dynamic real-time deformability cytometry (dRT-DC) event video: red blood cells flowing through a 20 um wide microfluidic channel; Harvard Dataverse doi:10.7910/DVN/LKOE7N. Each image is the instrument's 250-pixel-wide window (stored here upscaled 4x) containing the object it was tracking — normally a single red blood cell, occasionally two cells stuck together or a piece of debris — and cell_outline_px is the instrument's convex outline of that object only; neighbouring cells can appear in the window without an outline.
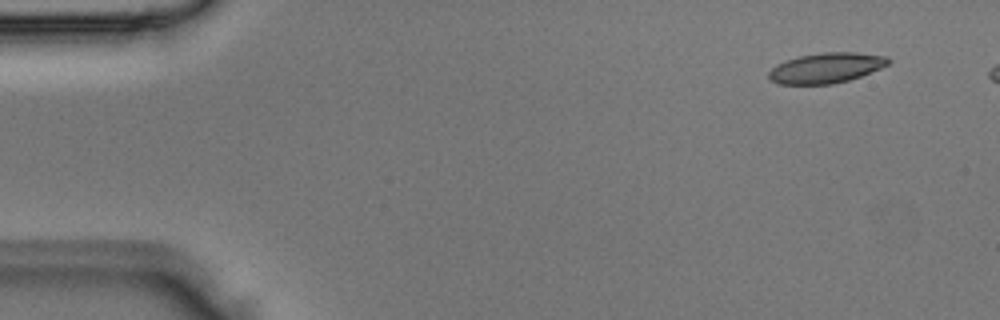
{"species": "Egyptian fruit bat (a non-hibernating species)", "species_latin": "Rousettus aegyptiacus", "temperature_condition": "room temperature", "stored_images_in_passage": 3, "camera_frame_rate_fps": 3000, "um_per_image_px": 0.085, "animal": {"sex": "male"}, "frame": {"image": 1, "passage_image": 1, "time_ms": 0.0, "image_size_px": [1000, 320], "cell_outline_px": [[892, 60], [888, 64], [880, 68], [860, 76], [848, 80], [832, 84], [776, 84], [768, 76], [768, 72], [776, 64], [800, 56], [824, 52], [856, 52], [888, 56]], "centroid_in_image_um": [70.24, 5.77], "position_along_channel_um": 14.8, "area_um2": 20.98}}